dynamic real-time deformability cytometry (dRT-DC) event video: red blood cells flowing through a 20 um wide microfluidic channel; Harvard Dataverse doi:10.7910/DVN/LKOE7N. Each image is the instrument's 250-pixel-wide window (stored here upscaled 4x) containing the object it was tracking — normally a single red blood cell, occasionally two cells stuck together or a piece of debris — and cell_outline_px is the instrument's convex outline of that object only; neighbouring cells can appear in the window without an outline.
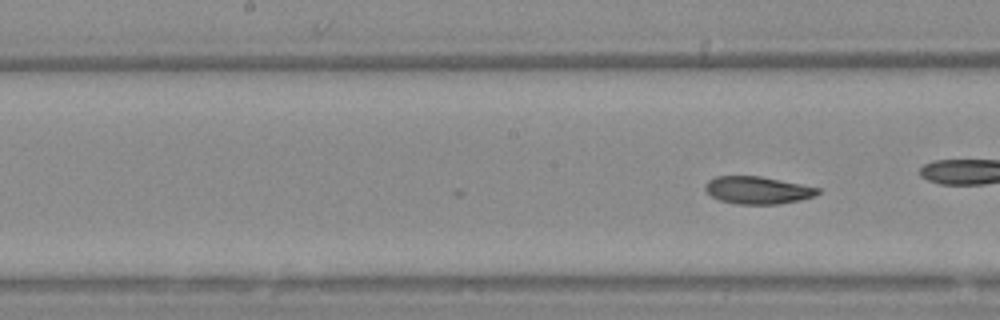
{"species": "Egyptian fruit bat (a non-hibernating species)", "species_latin": "Rousettus aegyptiacus", "temperature_condition": "warm", "stored_images_in_passage": 27, "camera_frame_rate_fps": 3000, "um_per_image_px": 0.085, "animal": {"sex": "female"}, "frame": {"image": 1, "passage_image": 27, "time_ms": 8.667, "image_size_px": [1000, 320], "cell_outline_px": [[820, 192], [816, 196], [800, 200], [780, 204], [736, 204], [720, 200], [712, 196], [704, 188], [708, 180], [716, 176], [760, 176], [820, 188]], "centroid_in_image_um": [64.41, 16.17], "position_along_channel_um": 183.8, "area_um2": 17.98}}